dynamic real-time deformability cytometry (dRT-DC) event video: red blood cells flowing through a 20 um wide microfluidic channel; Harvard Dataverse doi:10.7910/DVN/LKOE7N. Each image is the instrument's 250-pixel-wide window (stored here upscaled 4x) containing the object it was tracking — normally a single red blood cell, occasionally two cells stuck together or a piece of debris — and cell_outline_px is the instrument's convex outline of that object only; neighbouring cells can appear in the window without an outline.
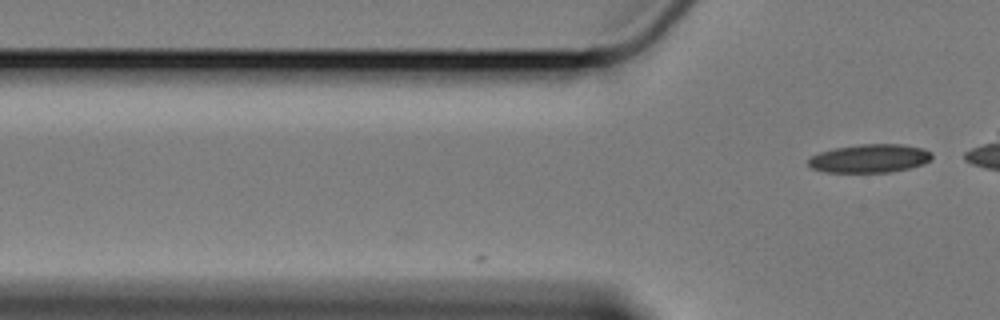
{"species": "Egyptian fruit bat (a non-hibernating species)", "species_latin": "Rousettus aegyptiacus", "temperature_condition": "cold", "stored_images_in_passage": 9, "camera_frame_rate_fps": 3000, "um_per_image_px": 0.085, "animal": {"sex": "female"}, "frame": {"image": 1, "passage_image": 9, "time_ms": 2.667, "image_size_px": [1000, 320], "cell_outline_px": [[932, 156], [924, 164], [912, 168], [892, 172], [824, 172], [812, 168], [808, 164], [808, 160], [812, 156], [820, 152], [836, 148], [860, 144], [900, 144], [920, 148], [932, 152]], "centroid_in_image_um": [73.93, 13.47], "position_along_channel_um": 51.9, "area_um2": 20.4}}